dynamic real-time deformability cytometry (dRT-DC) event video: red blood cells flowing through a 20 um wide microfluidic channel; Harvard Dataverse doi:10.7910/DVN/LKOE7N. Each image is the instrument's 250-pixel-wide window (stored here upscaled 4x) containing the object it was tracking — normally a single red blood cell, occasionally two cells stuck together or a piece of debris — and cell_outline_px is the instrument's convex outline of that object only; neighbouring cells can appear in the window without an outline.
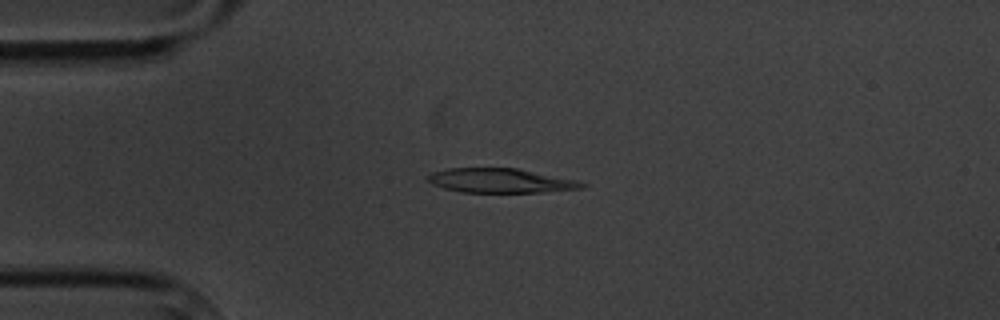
{"species": "common noctule bat (a hibernating species)", "species_latin": "Nyctalus noctula", "temperature_condition": "cold", "stored_images_in_passage": 5, "camera_frame_rate_fps": 3000, "um_per_image_px": 0.085, "animal": {"sex": "male", "body_mass_g": 20.1, "forearm_length_mm": 53.5}, "frame": {"image": 1, "passage_image": 3, "time_ms": 2.333, "image_size_px": [1000, 320], "cell_outline_px": [[588, 184], [584, 188], [540, 192], [460, 192], [444, 188], [432, 184], [428, 180], [428, 176], [432, 172], [448, 168], [516, 168], [580, 180]], "centroid_in_image_um": [42.59, 15.35], "position_along_channel_um": 42.4, "area_um2": 21.91}}
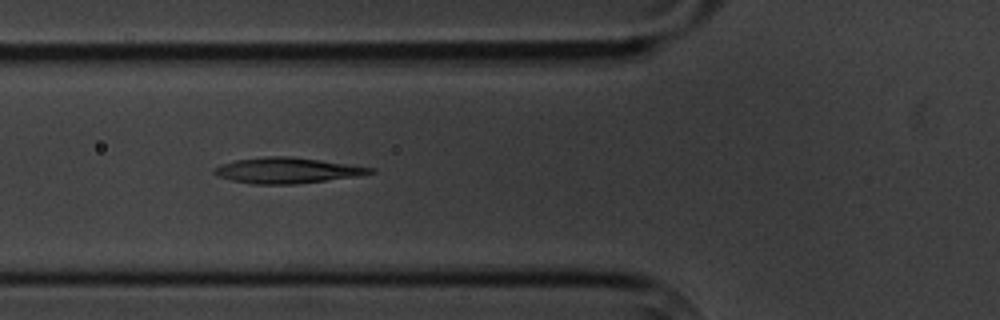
{"frame": {"image": 2, "passage_image": 5, "time_ms": 4.667, "image_size_px": [1000, 320], "cell_outline_px": [[376, 172], [360, 176], [296, 184], [252, 184], [232, 180], [216, 176], [212, 172], [212, 168], [220, 164], [236, 160], [268, 156], [288, 156], [320, 160], [376, 168]], "centroid_in_image_um": [24.4, 14.49], "position_along_channel_um": 101.4, "area_um2": 23.47}}